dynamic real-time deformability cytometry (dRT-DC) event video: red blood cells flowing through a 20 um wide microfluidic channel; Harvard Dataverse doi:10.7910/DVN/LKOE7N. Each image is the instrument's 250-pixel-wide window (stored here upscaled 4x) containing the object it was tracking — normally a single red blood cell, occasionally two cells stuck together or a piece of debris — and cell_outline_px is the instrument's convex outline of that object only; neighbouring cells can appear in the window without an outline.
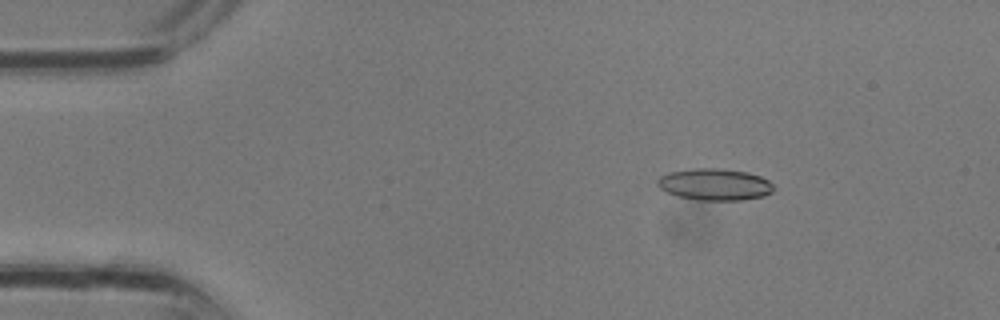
{"species": "common noctule bat (a hibernating species)", "species_latin": "Nyctalus noctula", "temperature_condition": "room temperature", "stored_images_in_passage": 11, "camera_frame_rate_fps": 3000, "um_per_image_px": 0.085, "animal": {"sex": "male", "body_mass_g": 13.3}, "frame": {"image": 1, "passage_image": 4, "time_ms": 1.0, "image_size_px": [1000, 320], "cell_outline_px": [[776, 188], [772, 192], [764, 196], [740, 200], [700, 200], [676, 196], [660, 188], [656, 184], [656, 180], [660, 176], [668, 172], [692, 168], [720, 168], [748, 172], [760, 176], [768, 180]], "centroid_in_image_um": [60.75, 15.67], "position_along_channel_um": 24.3, "area_um2": 21.68}}
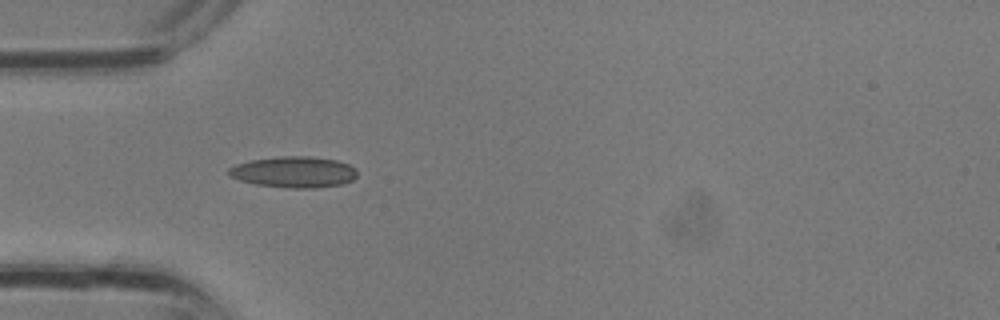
{"frame": {"image": 2, "passage_image": 9, "time_ms": 2.667, "image_size_px": [1000, 320], "cell_outline_px": [[356, 176], [352, 180], [340, 184], [316, 188], [292, 188], [256, 184], [240, 180], [232, 176], [228, 172], [228, 168], [236, 164], [252, 160], [276, 156], [312, 156], [336, 160], [348, 164], [356, 168]], "centroid_in_image_um": [24.99, 14.61], "position_along_channel_um": 60.0, "area_um2": 23.18}}
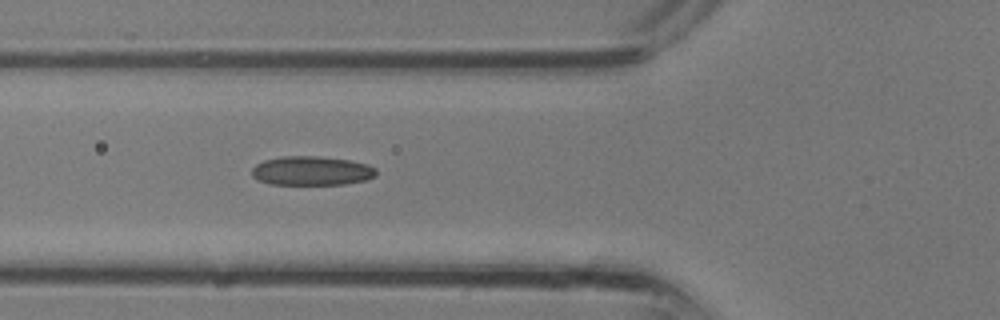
{"frame": {"image": 3, "passage_image": 11, "time_ms": 3.333, "image_size_px": [1000, 320], "cell_outline_px": [[376, 176], [364, 180], [344, 184], [268, 184], [252, 176], [252, 168], [256, 164], [264, 160], [280, 156], [320, 156], [348, 160], [368, 164], [376, 168]], "centroid_in_image_um": [26.48, 14.51], "position_along_channel_um": 99.3, "area_um2": 21.1}}